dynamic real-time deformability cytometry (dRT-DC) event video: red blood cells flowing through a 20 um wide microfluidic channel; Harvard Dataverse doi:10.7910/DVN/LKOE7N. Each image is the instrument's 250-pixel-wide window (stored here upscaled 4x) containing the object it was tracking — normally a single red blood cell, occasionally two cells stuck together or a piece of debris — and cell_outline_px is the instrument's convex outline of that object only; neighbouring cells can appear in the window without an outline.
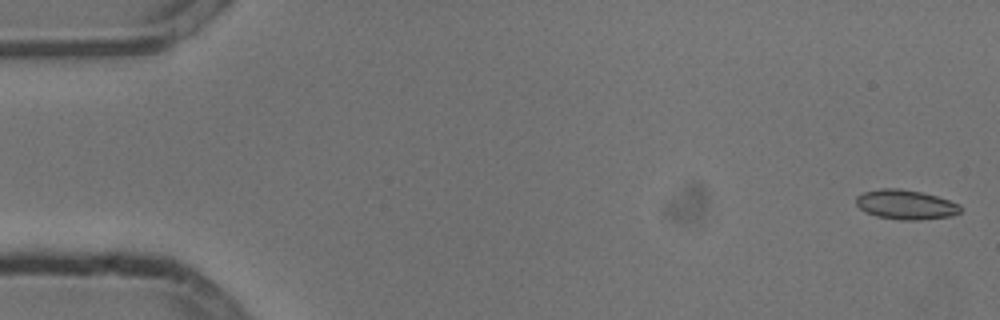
{"species": "common noctule bat (a hibernating species)", "species_latin": "Nyctalus noctula", "temperature_condition": "cold", "stored_images_in_passage": 5, "segment_of_instrument_passage": [1, 2], "camera_frame_rate_fps": 3000, "um_per_image_px": 0.085, "animal": {"sex": "male", "body_mass_g": 13.3}, "frame": {"image": 1, "passage_image": 1, "time_ms": 0.0, "image_size_px": [1000, 320], "cell_outline_px": [[964, 208], [960, 212], [952, 216], [920, 220], [900, 220], [876, 216], [860, 208], [856, 204], [856, 196], [864, 192], [880, 188], [900, 188], [920, 192], [936, 196], [960, 204]], "centroid_in_image_um": [77.01, 17.39], "position_along_channel_um": 8.0, "area_um2": 18.03}}